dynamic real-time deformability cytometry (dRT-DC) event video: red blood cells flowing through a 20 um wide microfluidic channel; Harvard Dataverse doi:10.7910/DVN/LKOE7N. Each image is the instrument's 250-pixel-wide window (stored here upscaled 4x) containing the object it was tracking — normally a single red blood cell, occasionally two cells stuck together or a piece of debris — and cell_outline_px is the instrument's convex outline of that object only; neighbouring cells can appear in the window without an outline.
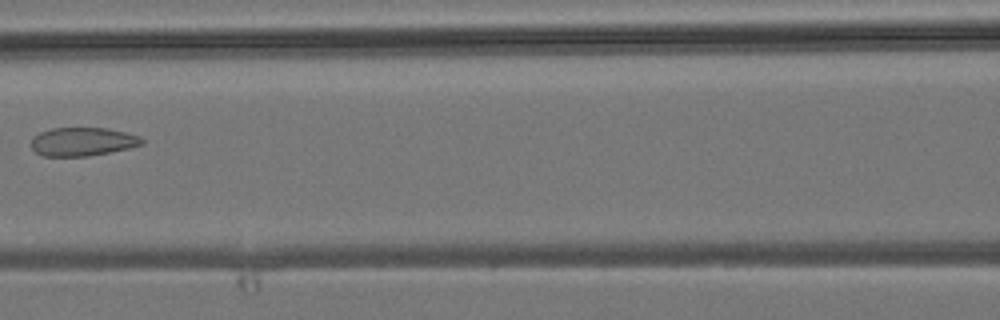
{"species": "common noctule bat (a hibernating species)", "species_latin": "Nyctalus noctula", "temperature_condition": "room temperature", "stored_images_in_passage": 8, "camera_frame_rate_fps": 3000, "um_per_image_px": 0.085, "animal": {"sex": "male", "body_mass_g": 19.2, "forearm_length_mm": 51.8}, "frame": {"image": 1, "passage_image": 7, "time_ms": 7.0, "image_size_px": [1000, 320], "cell_outline_px": [[144, 144], [128, 148], [88, 156], [44, 156], [36, 152], [32, 148], [32, 140], [40, 132], [52, 128], [108, 128], [140, 136], [144, 140]], "centroid_in_image_um": [7.04, 12.04], "position_along_channel_um": 159.6, "area_um2": 18.21}}
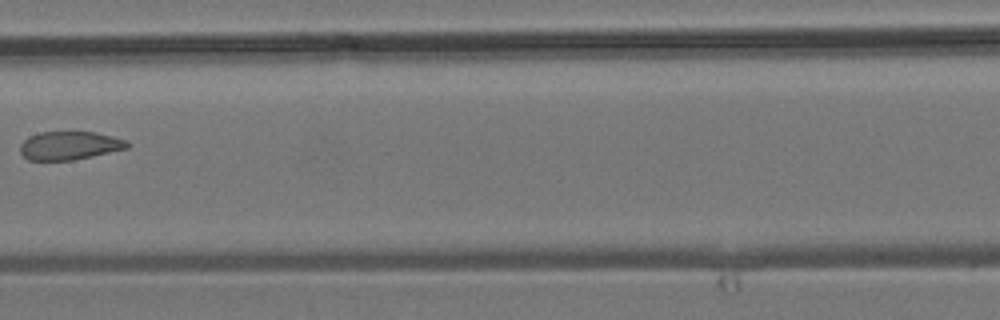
{"frame": {"image": 2, "passage_image": 8, "time_ms": 8.0, "image_size_px": [1000, 320], "cell_outline_px": [[128, 148], [92, 156], [72, 160], [28, 160], [20, 152], [20, 144], [28, 136], [40, 132], [96, 132], [112, 136], [124, 140], [128, 144]], "centroid_in_image_um": [5.87, 12.37], "position_along_channel_um": 201.5, "area_um2": 17.57}}